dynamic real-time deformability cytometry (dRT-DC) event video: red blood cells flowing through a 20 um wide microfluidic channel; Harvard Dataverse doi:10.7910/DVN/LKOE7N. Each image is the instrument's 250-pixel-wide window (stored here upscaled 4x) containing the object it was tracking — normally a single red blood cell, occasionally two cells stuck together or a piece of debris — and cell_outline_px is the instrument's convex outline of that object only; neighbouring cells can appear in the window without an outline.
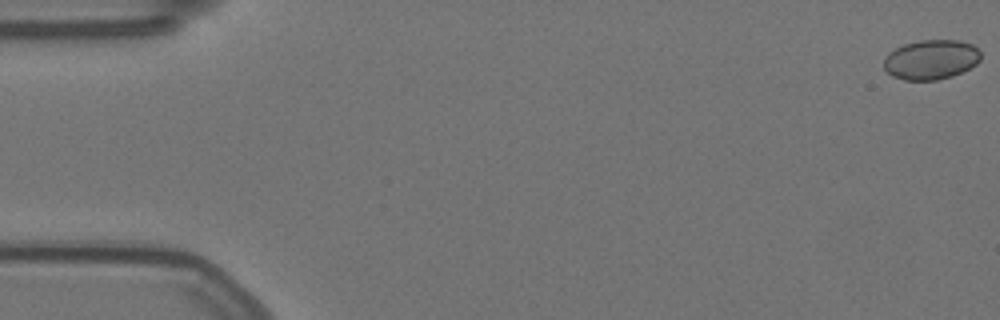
{"species": "Egyptian fruit bat (a non-hibernating species)", "species_latin": "Rousettus aegyptiacus", "temperature_condition": "warm", "stored_images_in_passage": 10, "camera_frame_rate_fps": 3000, "um_per_image_px": 0.085, "animal": {"sex": "female"}, "frame": {"image": 1, "passage_image": 1, "time_ms": 0.0, "image_size_px": [1000, 320], "cell_outline_px": [[980, 60], [976, 64], [960, 72], [936, 80], [904, 80], [892, 76], [884, 68], [884, 60], [888, 52], [904, 44], [920, 40], [960, 40], [972, 44], [980, 52]], "centroid_in_image_um": [79.11, 5.05], "position_along_channel_um": 5.9, "area_um2": 22.25}}